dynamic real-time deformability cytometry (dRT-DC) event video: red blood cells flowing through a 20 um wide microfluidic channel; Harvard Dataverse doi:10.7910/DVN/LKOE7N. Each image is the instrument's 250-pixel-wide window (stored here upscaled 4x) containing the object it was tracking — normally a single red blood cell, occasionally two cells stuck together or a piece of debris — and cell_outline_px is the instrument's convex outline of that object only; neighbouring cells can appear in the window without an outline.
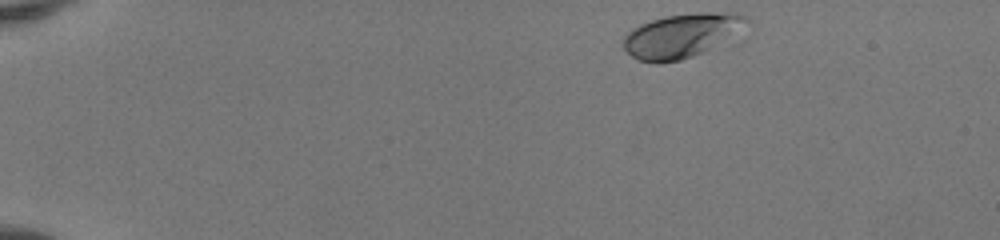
{"species": "human", "species_latin": "Homo sapiens", "temperature_condition": "room temperature", "stored_images_in_passage": 44, "camera_frame_rate_fps": 3000, "um_per_image_px": 0.085, "donor": {"sex": "female"}, "frame": {"image": 1, "passage_image": 1, "time_ms": 0.0, "image_size_px": [1000, 240], "cell_outline_px": [[752, 20], [708, 48], [692, 56], [680, 60], [660, 64], [656, 64], [640, 60], [632, 56], [624, 48], [624, 36], [632, 28], [640, 24], [664, 16], [696, 12], [736, 12]], "centroid_in_image_um": [57.84, 3.0], "position_along_channel_um": 27.2, "area_um2": 30.81}}
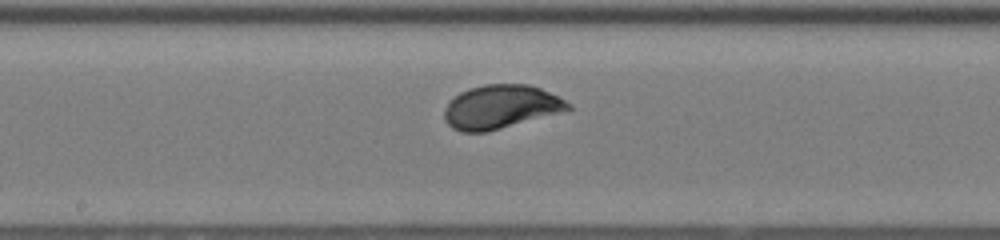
{"frame": {"image": 2, "passage_image": 22, "time_ms": 7.0, "image_size_px": [1000, 240], "cell_outline_px": [[572, 108], [568, 112], [488, 132], [460, 132], [452, 128], [444, 120], [444, 108], [448, 100], [460, 92], [468, 88], [484, 84], [528, 84], [540, 88], [572, 104]], "centroid_in_image_um": [42.57, 9.1], "position_along_channel_um": 205.6, "area_um2": 32.25}}
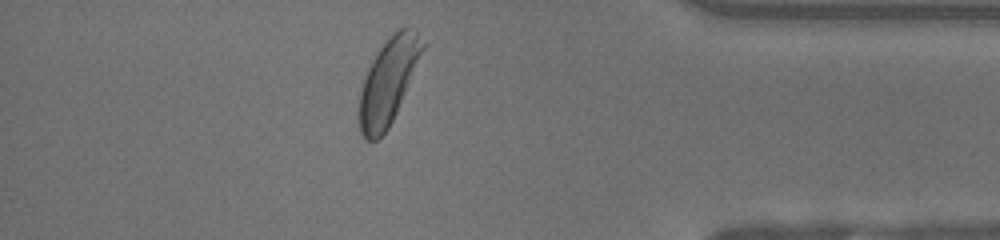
{"frame": {"image": 3, "passage_image": 38, "time_ms": 12.333, "image_size_px": [1000, 240], "cell_outline_px": [[428, 44], [396, 112], [388, 128], [376, 140], [368, 140], [360, 132], [360, 92], [368, 68], [380, 48], [400, 28], [408, 24]], "centroid_in_image_um": [33.07, 6.86], "position_along_channel_um": 402.1, "area_um2": 30.98}, "authors_computed_cell_mechanics": {"area_um2": 30.8074, "velocity_mm_per_s": 4.1026, "shape_relaxation_time_tau1_ms": 1.929, "shape_relaxation_time_tau2_ms": null, "deformation_change_tau1": 0.1232, "deformation_change_tau2": null}}